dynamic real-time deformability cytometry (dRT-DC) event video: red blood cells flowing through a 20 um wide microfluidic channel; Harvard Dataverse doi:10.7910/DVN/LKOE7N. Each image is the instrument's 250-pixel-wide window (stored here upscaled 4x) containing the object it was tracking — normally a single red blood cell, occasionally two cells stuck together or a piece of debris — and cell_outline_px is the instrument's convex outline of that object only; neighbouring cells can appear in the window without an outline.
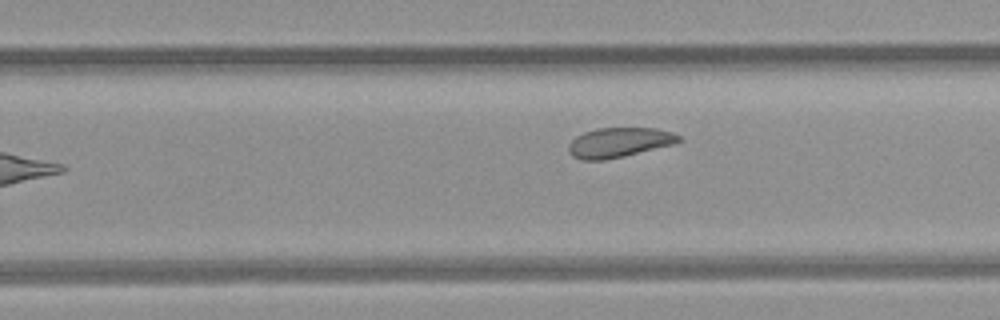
{"species": "common noctule bat (a hibernating species)", "species_latin": "Nyctalus noctula", "temperature_condition": "room temperature", "stored_images_in_passage": 9, "camera_frame_rate_fps": 3000, "um_per_image_px": 0.085, "animal": {"sex": "female", "body_mass_g": 21.9}, "frame": {"image": 1, "passage_image": 8, "time_ms": 2.333, "image_size_px": [1000, 320], "cell_outline_px": [[680, 140], [676, 144], [624, 156], [604, 160], [580, 160], [572, 156], [568, 152], [568, 144], [576, 136], [584, 132], [596, 128], [656, 128], [672, 132], [680, 136]], "centroid_in_image_um": [52.61, 12.11], "position_along_channel_um": 277.2, "area_um2": 19.25}}
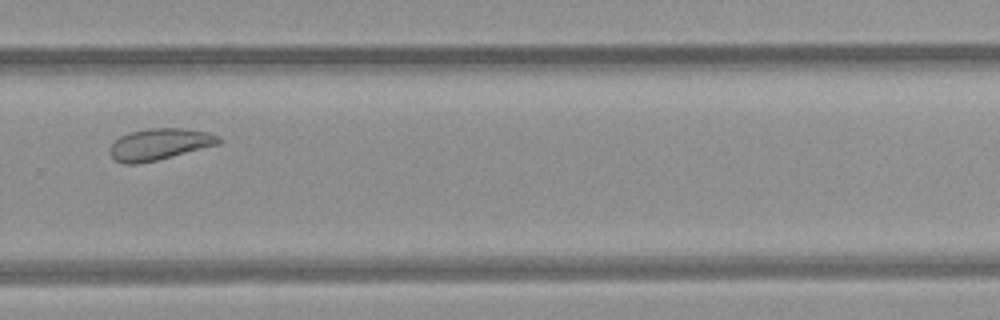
{"frame": {"image": 2, "passage_image": 9, "time_ms": 2.667, "image_size_px": [1000, 320], "cell_outline_px": [[220, 144], [156, 160], [136, 164], [124, 164], [116, 160], [108, 152], [108, 148], [120, 136], [128, 132], [148, 128], [184, 128], [208, 132], [216, 136], [220, 140]], "centroid_in_image_um": [13.51, 12.25], "position_along_channel_um": 316.3, "area_um2": 19.88}}